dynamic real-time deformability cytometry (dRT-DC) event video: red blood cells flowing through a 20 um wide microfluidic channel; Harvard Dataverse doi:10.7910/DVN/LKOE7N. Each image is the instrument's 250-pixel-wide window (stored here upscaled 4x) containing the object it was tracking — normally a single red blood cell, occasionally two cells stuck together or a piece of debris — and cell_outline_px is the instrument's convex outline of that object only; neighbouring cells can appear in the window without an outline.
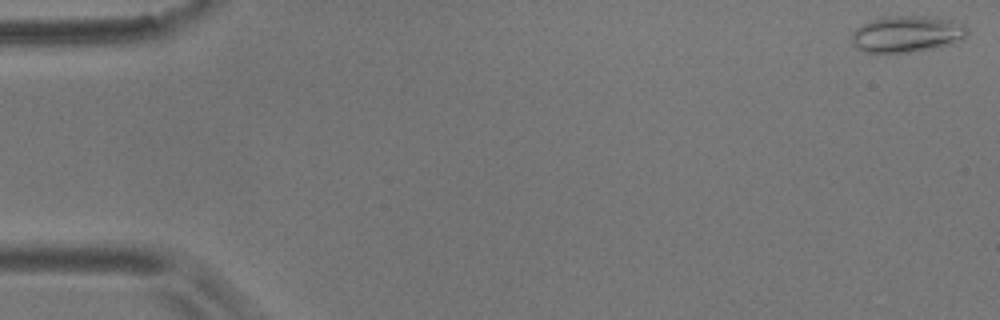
{"species": "common noctule bat (a hibernating species)", "species_latin": "Nyctalus noctula", "temperature_condition": "room temperature", "stored_images_in_passage": 60, "camera_frame_rate_fps": 3000, "um_per_image_px": 0.085, "animal": {"sex": "male", "body_mass_g": 17.9}, "frame": {"image": 1, "passage_image": 1, "time_ms": 0.0, "image_size_px": [1000, 320], "cell_outline_px": [[968, 32], [960, 40], [952, 44], [912, 52], [864, 52], [852, 44], [852, 32], [860, 24], [884, 16], [936, 16], [964, 24], [968, 28]], "centroid_in_image_um": [77.09, 2.87], "position_along_channel_um": 7.9, "area_um2": 24.68}}
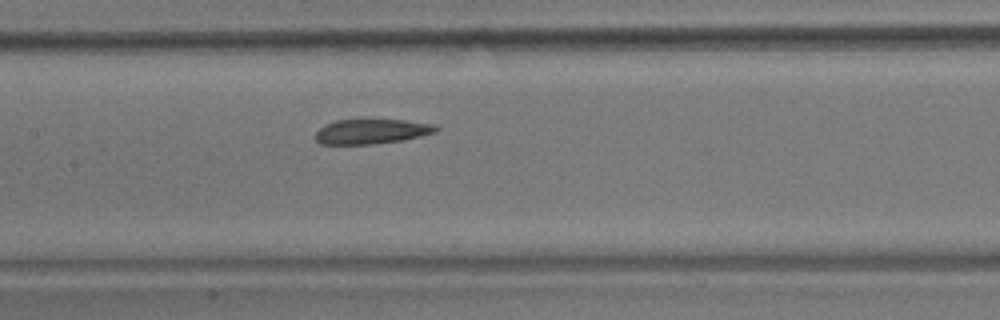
{"frame": {"image": 2, "passage_image": 30, "time_ms": 9.667, "image_size_px": [1000, 320], "cell_outline_px": [[440, 128], [436, 132], [404, 140], [372, 144], [316, 144], [316, 132], [324, 124], [336, 120], [404, 120], [436, 124]], "centroid_in_image_um": [31.59, 11.18], "position_along_channel_um": 175.8, "area_um2": 17.51}}
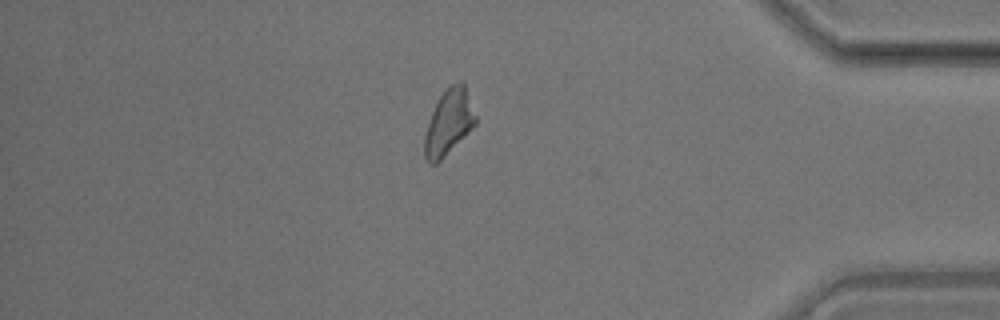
{"frame": {"image": 3, "passage_image": 52, "time_ms": 17.0, "image_size_px": [1000, 320], "cell_outline_px": [[476, 124], [436, 164], [428, 164], [424, 156], [424, 136], [432, 112], [440, 96], [452, 84], [460, 80], [464, 84], [476, 116]], "centroid_in_image_um": [38.13, 10.42], "position_along_channel_um": 397.1, "area_um2": 18.96}, "authors_computed_cell_mechanics": {"area_um2": 18.9584, "velocity_mm_per_s": 3.4146, "shape_relaxation_time_tau1_ms": 7.0156, "shape_relaxation_time_tau2_ms": null, "deformation_change_tau1": 0.1046, "deformation_change_tau2": null}}